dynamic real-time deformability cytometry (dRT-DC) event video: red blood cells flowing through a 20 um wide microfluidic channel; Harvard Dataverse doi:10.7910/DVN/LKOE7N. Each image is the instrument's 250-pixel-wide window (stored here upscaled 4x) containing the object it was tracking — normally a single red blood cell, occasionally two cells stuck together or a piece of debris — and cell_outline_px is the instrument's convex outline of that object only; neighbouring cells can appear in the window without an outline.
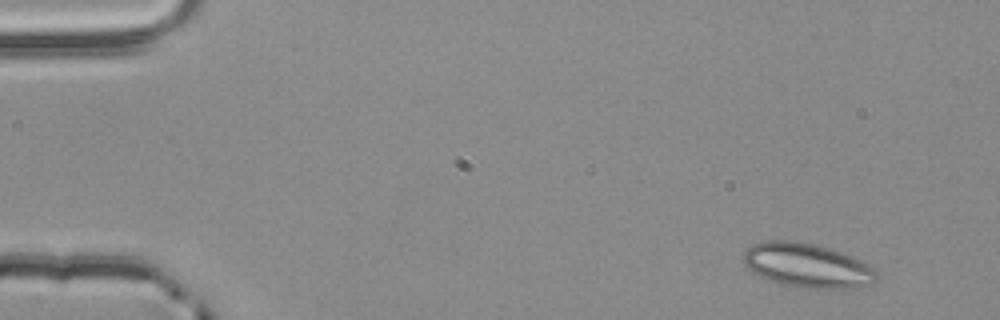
{"species": "common noctule bat (a hibernating species)", "species_latin": "Nyctalus noctula", "temperature_condition": "room temperature", "stored_images_in_passage": 4, "camera_frame_rate_fps": 3000, "um_per_image_px": 0.085, "animal": {"sex": "male", "body_mass_g": 20.4}, "frame": {"image": 1, "passage_image": 1, "time_ms": 0.0, "image_size_px": [1000, 320], "cell_outline_px": [[876, 280], [872, 284], [852, 288], [808, 288], [780, 284], [760, 276], [752, 272], [744, 264], [744, 252], [752, 244], [764, 240], [792, 240], [812, 244], [828, 248], [852, 256], [860, 260], [872, 268], [876, 272]], "centroid_in_image_um": [68.58, 22.56], "position_along_channel_um": 16.4, "area_um2": 34.1}}